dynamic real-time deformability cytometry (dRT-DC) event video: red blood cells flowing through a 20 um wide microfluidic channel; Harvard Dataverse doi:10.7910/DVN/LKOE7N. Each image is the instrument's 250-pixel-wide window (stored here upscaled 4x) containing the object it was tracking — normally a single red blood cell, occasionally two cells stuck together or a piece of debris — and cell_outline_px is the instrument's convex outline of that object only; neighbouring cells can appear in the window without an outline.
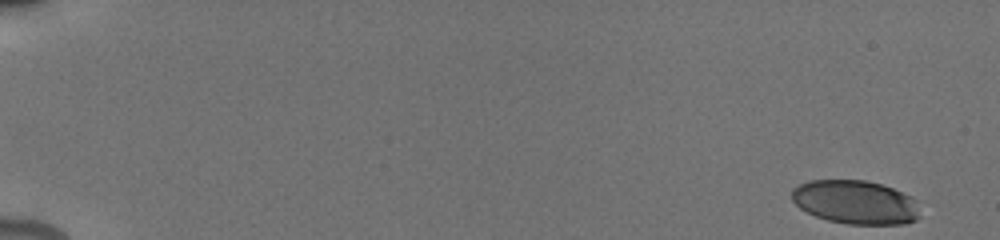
{"species": "human", "species_latin": "Homo sapiens", "temperature_condition": "cold", "stored_images_in_passage": 50, "camera_frame_rate_fps": 3000, "um_per_image_px": 0.085, "donor": {"sex": "male"}, "frame": {"image": 1, "passage_image": 1, "time_ms": 0.0, "image_size_px": [1000, 240], "cell_outline_px": [[920, 216], [916, 220], [904, 224], [848, 224], [828, 220], [816, 216], [800, 208], [792, 200], [792, 188], [808, 180], [864, 180], [880, 184], [892, 188], [912, 196], [916, 200]], "centroid_in_image_um": [72.72, 17.18], "position_along_channel_um": 12.3, "area_um2": 32.71}}
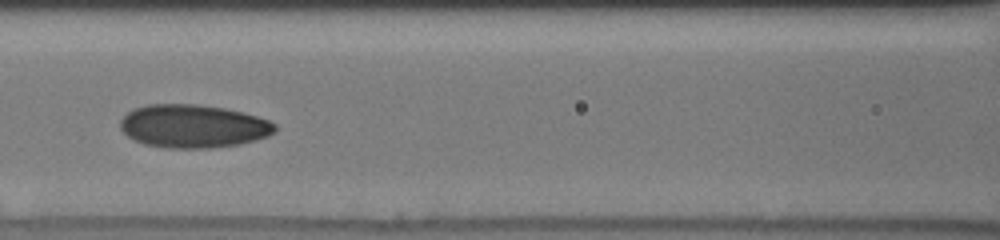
{"frame": {"image": 2, "passage_image": 26, "time_ms": 8.333, "image_size_px": [1000, 240], "cell_outline_px": [[276, 132], [268, 136], [256, 140], [240, 144], [208, 148], [168, 148], [144, 144], [128, 136], [120, 128], [120, 120], [128, 112], [136, 108], [148, 104], [196, 104], [224, 108], [244, 112], [268, 120], [276, 124]], "centroid_in_image_um": [16.44, 10.72], "position_along_channel_um": 150.2, "area_um2": 38.96}}
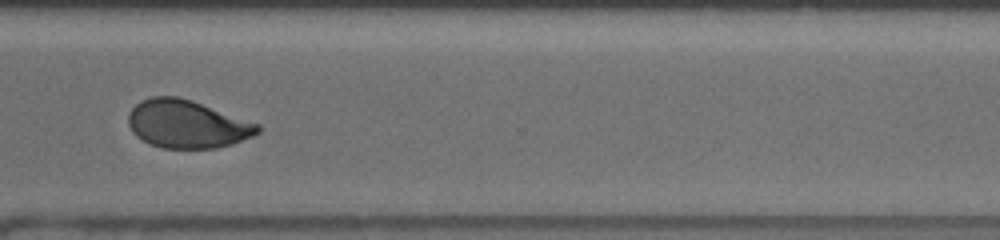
{"frame": {"image": 3, "passage_image": 40, "time_ms": 13.667, "image_size_px": [1000, 240], "cell_outline_px": [[260, 132], [252, 136], [232, 144], [216, 148], [160, 148], [148, 144], [136, 136], [132, 132], [128, 124], [128, 112], [140, 100], [152, 96], [176, 96], [192, 100], [260, 124]], "centroid_in_image_um": [15.87, 10.55], "position_along_channel_um": 354.7, "area_um2": 36.41}, "authors_computed_cell_mechanics": {"area_um2": 35.7782, "velocity_mm_per_s": 3.8421, "shape_relaxation_time_tau1_ms": 5.4449, "shape_relaxation_time_tau2_ms": 1.5538, "deformation_change_tau1": 0.165, "deformation_change_tau2": 0.0623}}